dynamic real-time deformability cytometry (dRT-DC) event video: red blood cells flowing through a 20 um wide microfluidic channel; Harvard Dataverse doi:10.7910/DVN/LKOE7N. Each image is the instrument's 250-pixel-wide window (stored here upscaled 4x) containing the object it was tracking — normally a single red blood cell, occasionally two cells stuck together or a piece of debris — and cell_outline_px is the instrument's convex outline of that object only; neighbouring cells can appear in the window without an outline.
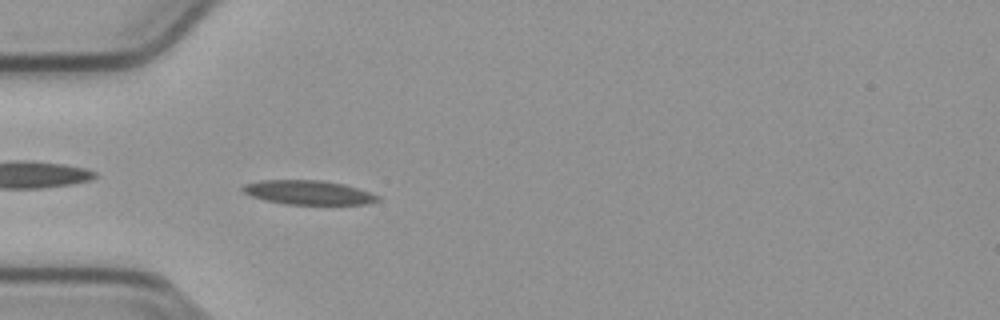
{"species": "common noctule bat (a hibernating species)", "species_latin": "Nyctalus noctula", "temperature_condition": "cold", "stored_images_in_passage": 54, "camera_frame_rate_fps": 3000, "um_per_image_px": 0.085, "animal": {"sex": "male", "body_mass_g": 23.1, "forearm_length_mm": 52.7}, "frame": {"image": 1, "passage_image": 16, "time_ms": 5.0, "image_size_px": [1000, 320], "cell_outline_px": [[380, 200], [368, 204], [284, 204], [264, 200], [252, 196], [244, 192], [240, 188], [244, 184], [260, 180], [320, 180], [344, 184], [380, 196]], "centroid_in_image_um": [26.18, 16.36], "position_along_channel_um": 58.8, "area_um2": 18.96}}
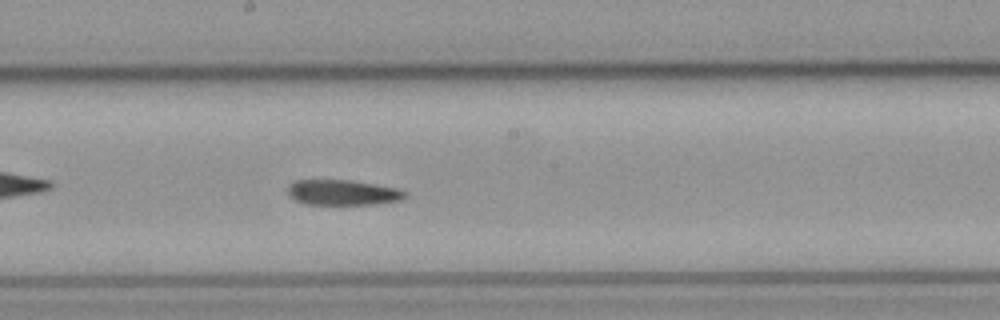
{"frame": {"image": 2, "passage_image": 29, "time_ms": 9.333, "image_size_px": [1000, 320], "cell_outline_px": [[408, 196], [400, 200], [376, 204], [308, 204], [296, 200], [288, 196], [288, 184], [296, 180], [352, 180], [400, 188], [408, 192]], "centroid_in_image_um": [29.18, 16.35], "position_along_channel_um": 219.0, "area_um2": 17.51}}
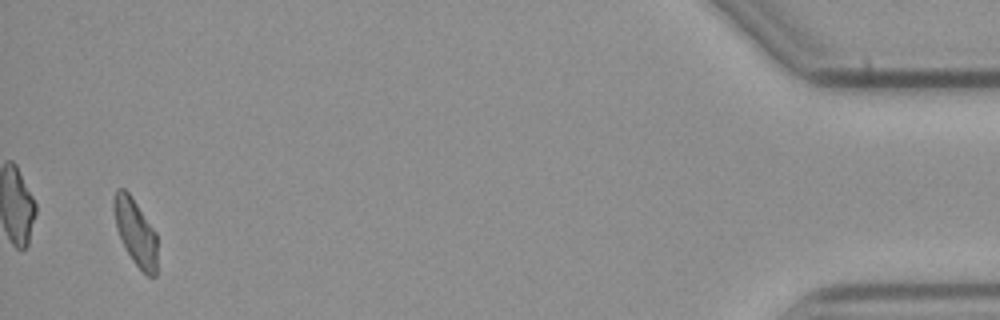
{"frame": {"image": 3, "passage_image": 52, "time_ms": 17.0, "image_size_px": [1000, 320], "cell_outline_px": [[156, 276], [148, 276], [132, 260], [124, 248], [120, 240], [116, 228], [112, 208], [112, 200], [116, 188], [124, 188], [128, 192], [156, 232]], "centroid_in_image_um": [11.47, 19.7], "position_along_channel_um": 423.7, "area_um2": 16.88}, "authors_computed_cell_mechanics": {"area_um2": 17.8602, "velocity_mm_per_s": 3.7836, "shape_relaxation_time_tau1_ms": 6.7401, "shape_relaxation_time_tau2_ms": 6.6562, "deformation_change_tau1": 0.1825, "deformation_change_tau2": 0.1283}}